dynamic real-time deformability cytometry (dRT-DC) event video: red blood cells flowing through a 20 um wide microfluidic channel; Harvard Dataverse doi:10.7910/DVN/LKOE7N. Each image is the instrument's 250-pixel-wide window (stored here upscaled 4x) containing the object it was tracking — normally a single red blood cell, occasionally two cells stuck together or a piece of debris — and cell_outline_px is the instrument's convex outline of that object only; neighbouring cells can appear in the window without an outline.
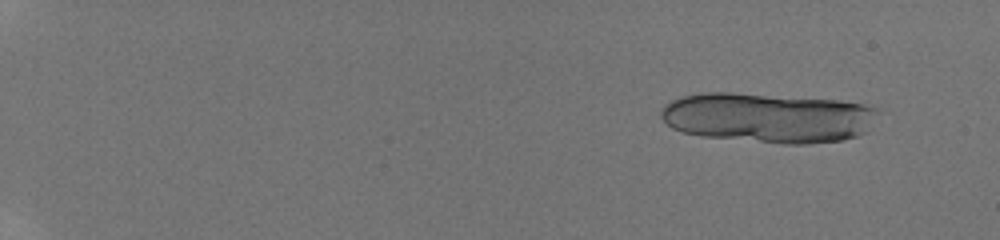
{"species": "human", "species_latin": "Homo sapiens", "temperature_condition": "room temperature", "stored_images_in_passage": 23, "camera_frame_rate_fps": 3000, "um_per_image_px": 0.085, "donor": {"sex": "male"}, "frame": {"image": 1, "passage_image": 5, "time_ms": 1.333, "image_size_px": [1000, 240], "cell_outline_px": [[880, 112], [864, 132], [856, 136], [844, 140], [808, 144], [784, 144], [700, 136], [684, 132], [672, 128], [660, 116], [660, 112], [664, 104], [680, 96], [700, 92], [732, 92], [840, 100], [864, 104], [876, 108]], "centroid_in_image_um": [65.25, 9.99], "position_along_channel_um": 19.7, "area_um2": 63.52}}